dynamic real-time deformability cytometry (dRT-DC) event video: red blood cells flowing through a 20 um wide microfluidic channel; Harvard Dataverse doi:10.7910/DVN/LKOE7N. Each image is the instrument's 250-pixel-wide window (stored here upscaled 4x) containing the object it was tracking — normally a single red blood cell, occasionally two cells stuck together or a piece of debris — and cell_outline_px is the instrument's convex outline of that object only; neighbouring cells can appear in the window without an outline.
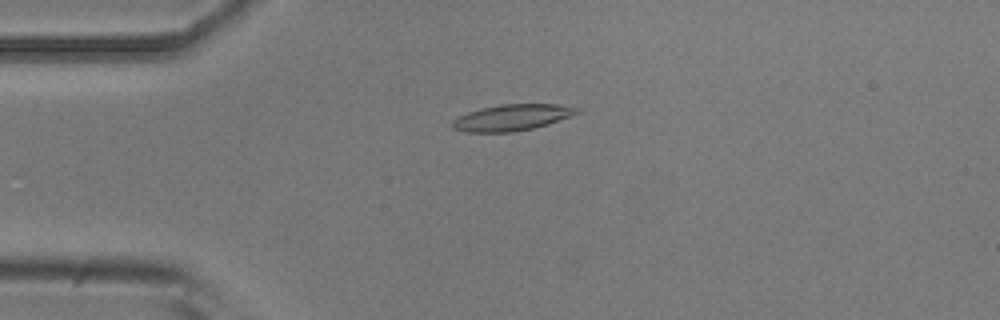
{"species": "common noctule bat (a hibernating species)", "species_latin": "Nyctalus noctula", "temperature_condition": "room temperature", "stored_images_in_passage": 8, "camera_frame_rate_fps": 3000, "um_per_image_px": 0.085, "animal": {"sex": "male", "body_mass_g": 20.5, "forearm_length_mm": 52.5}, "frame": {"image": 1, "passage_image": 3, "time_ms": 0.667, "image_size_px": [1000, 320], "cell_outline_px": [[580, 112], [548, 124], [532, 128], [512, 132], [464, 132], [452, 128], [448, 124], [452, 120], [468, 112], [480, 108], [500, 104], [556, 104], [580, 108]], "centroid_in_image_um": [43.46, 9.99], "position_along_channel_um": 41.5, "area_um2": 19.07}}
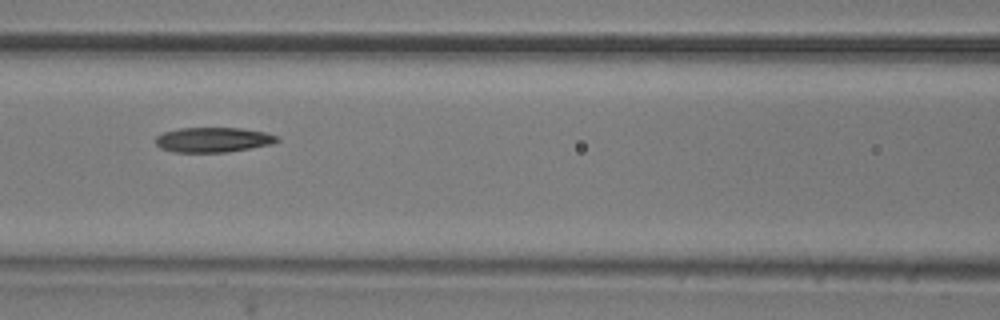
{"frame": {"image": 2, "passage_image": 6, "time_ms": 1.667, "image_size_px": [1000, 320], "cell_outline_px": [[280, 140], [272, 144], [228, 152], [172, 152], [160, 148], [156, 144], [156, 136], [164, 132], [180, 128], [240, 128], [264, 132], [280, 136]], "centroid_in_image_um": [18.13, 11.88], "position_along_channel_um": 148.5, "area_um2": 17.69}}
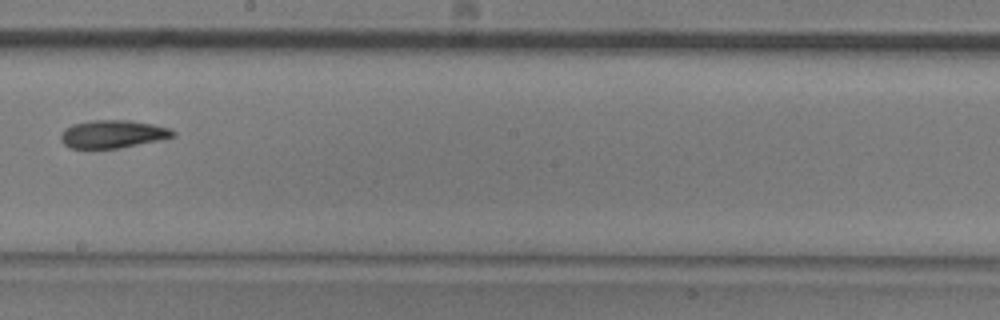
{"frame": {"image": 3, "passage_image": 8, "time_ms": 2.333, "image_size_px": [1000, 320], "cell_outline_px": [[176, 136], [160, 140], [120, 148], [72, 148], [64, 144], [60, 140], [60, 136], [64, 128], [72, 124], [92, 120], [128, 120], [152, 124], [172, 128], [176, 132]], "centroid_in_image_um": [9.61, 11.39], "position_along_channel_um": 238.6, "area_um2": 18.38}}